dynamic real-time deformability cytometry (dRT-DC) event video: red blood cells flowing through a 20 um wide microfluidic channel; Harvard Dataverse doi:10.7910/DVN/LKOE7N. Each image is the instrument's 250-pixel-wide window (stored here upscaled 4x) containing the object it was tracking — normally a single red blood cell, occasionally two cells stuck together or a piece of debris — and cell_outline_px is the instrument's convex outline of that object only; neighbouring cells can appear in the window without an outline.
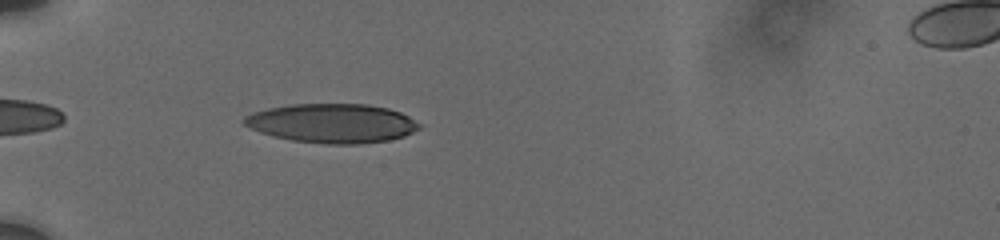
{"species": "human", "species_latin": "Homo sapiens", "temperature_condition": "cold", "stored_images_in_passage": 89, "camera_frame_rate_fps": 3000, "um_per_image_px": 0.085, "donor": {"sex": "male"}, "frame": {"image": 1, "passage_image": 6, "time_ms": 1.0, "image_size_px": [1000, 240], "cell_outline_px": [[424, 124], [420, 128], [404, 136], [388, 140], [360, 144], [324, 144], [292, 140], [260, 132], [244, 124], [244, 116], [252, 112], [268, 108], [292, 104], [368, 104], [388, 108], [400, 112]], "centroid_in_image_um": [28.27, 10.47], "position_along_channel_um": 56.7, "area_um2": 40.0}}
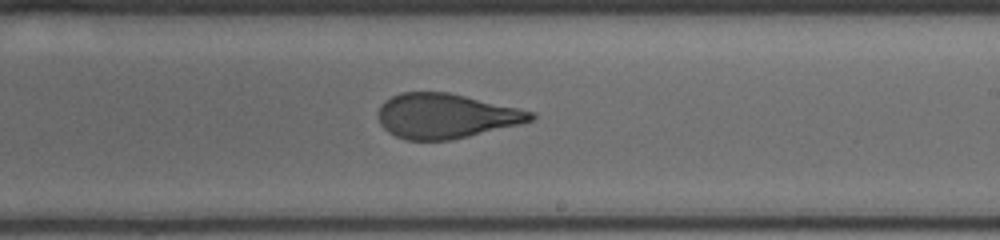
{"frame": {"image": 2, "passage_image": 33, "time_ms": 6.667, "image_size_px": [1000, 240], "cell_outline_px": [[536, 116], [532, 120], [520, 124], [468, 136], [448, 140], [404, 140], [388, 132], [380, 124], [376, 116], [376, 112], [380, 104], [384, 100], [400, 92], [448, 92], [536, 112]], "centroid_in_image_um": [37.84, 9.85], "position_along_channel_um": 251.2, "area_um2": 39.94}}
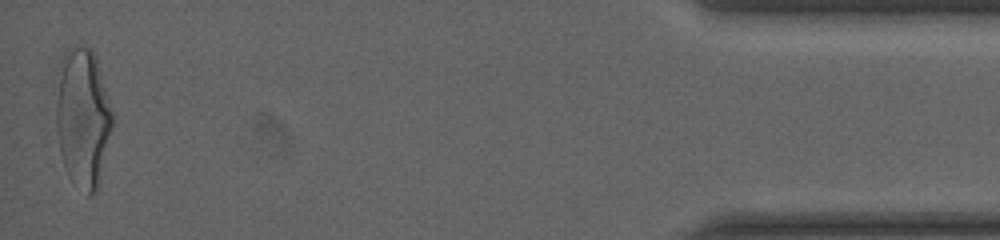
{"frame": {"image": 3, "passage_image": 87, "time_ms": 13.333, "image_size_px": [1000, 240], "cell_outline_px": [[112, 128], [96, 192], [88, 196], [68, 176], [60, 152], [56, 124], [56, 100], [60, 60], [64, 52], [68, 48], [88, 48], [96, 56], [112, 112]], "centroid_in_image_um": [7.02, 10.01], "position_along_channel_um": 428.2, "area_um2": 45.03}, "authors_computed_cell_mechanics": {"area_um2": 41.3848, "velocity_mm_per_s": 3.7473, "shape_relaxation_time_tau1_ms": 4.4546, "shape_relaxation_time_tau2_ms": 1.1884, "deformation_change_tau1": 0.1912, "deformation_change_tau2": 0.097}}